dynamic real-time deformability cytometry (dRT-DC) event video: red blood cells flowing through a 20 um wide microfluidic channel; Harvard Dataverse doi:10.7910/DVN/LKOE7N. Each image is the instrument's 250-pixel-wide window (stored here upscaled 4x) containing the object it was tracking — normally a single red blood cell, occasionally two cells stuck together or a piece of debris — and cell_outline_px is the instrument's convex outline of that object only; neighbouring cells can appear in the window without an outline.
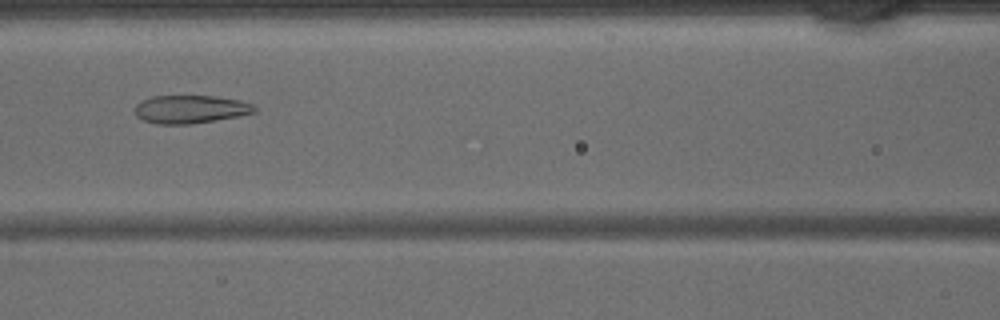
{"species": "common noctule bat (a hibernating species)", "species_latin": "Nyctalus noctula", "temperature_condition": "warm", "stored_images_in_passage": 33, "camera_frame_rate_fps": 3000, "um_per_image_px": 0.085, "animal": {"sex": "male", "body_mass_g": 15.6}, "frame": {"image": 1, "passage_image": 8, "time_ms": 2.333, "image_size_px": [1000, 320], "cell_outline_px": [[256, 112], [240, 116], [192, 124], [160, 124], [144, 120], [136, 116], [136, 104], [140, 100], [152, 96], [212, 96], [240, 100], [252, 104], [256, 108]], "centroid_in_image_um": [16.19, 9.28], "position_along_channel_um": 150.4, "area_um2": 19.59}}
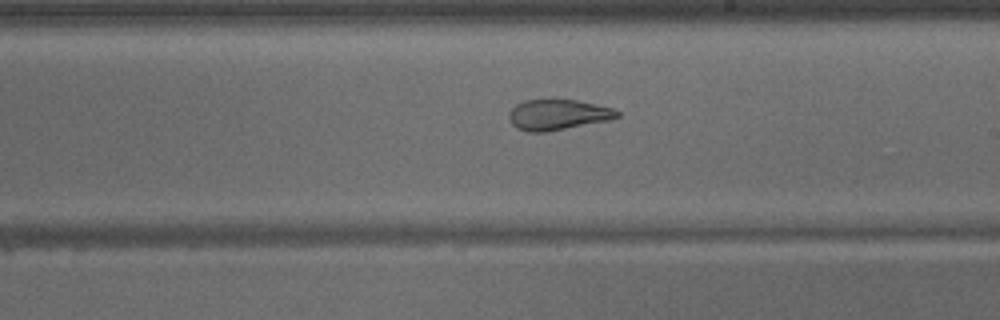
{"frame": {"image": 2, "passage_image": 14, "time_ms": 4.333, "image_size_px": [1000, 320], "cell_outline_px": [[620, 116], [608, 120], [544, 132], [528, 132], [516, 128], [508, 120], [508, 112], [516, 104], [524, 100], [576, 100], [596, 104], [612, 108], [620, 112]], "centroid_in_image_um": [47.37, 9.75], "position_along_channel_um": 241.6, "area_um2": 19.13}}
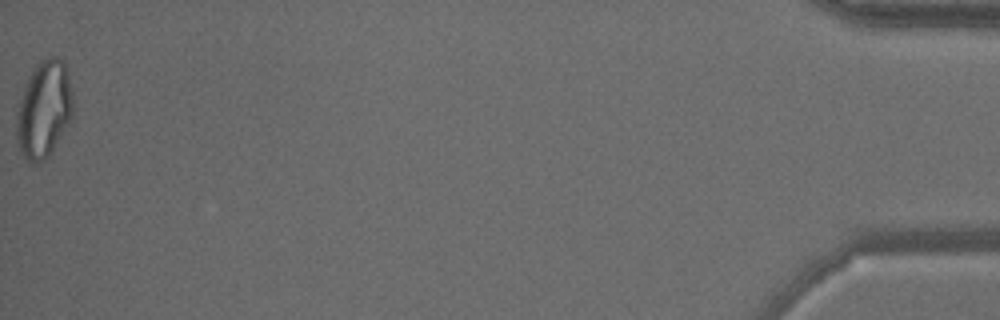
{"frame": {"image": 3, "passage_image": 33, "time_ms": 10.667, "image_size_px": [1000, 320], "cell_outline_px": [[72, 120], [52, 152], [44, 160], [36, 164], [28, 164], [24, 160], [20, 152], [16, 140], [16, 112], [28, 76], [36, 64], [40, 60], [48, 56], [56, 56], [64, 60], [72, 92]], "centroid_in_image_um": [3.72, 9.34], "position_along_channel_um": 431.5, "area_um2": 32.6}}